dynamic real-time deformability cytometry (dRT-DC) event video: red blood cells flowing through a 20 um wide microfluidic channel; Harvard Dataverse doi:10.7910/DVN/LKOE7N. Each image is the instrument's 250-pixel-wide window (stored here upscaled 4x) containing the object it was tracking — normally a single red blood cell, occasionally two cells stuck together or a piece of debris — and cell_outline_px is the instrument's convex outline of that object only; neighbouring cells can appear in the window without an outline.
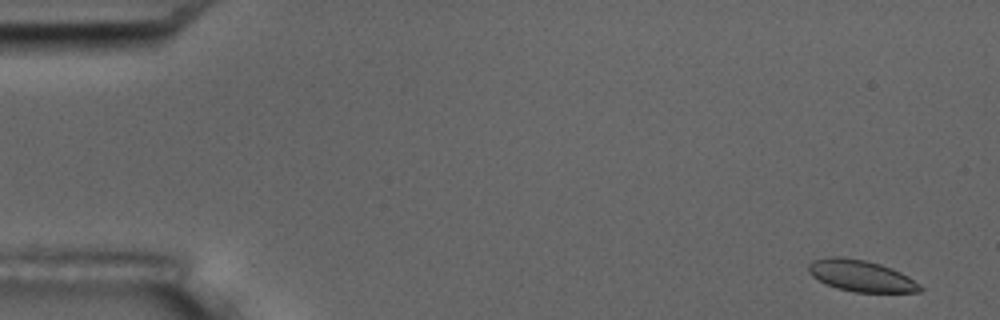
{"species": "common noctule bat (a hibernating species)", "species_latin": "Nyctalus noctula", "temperature_condition": "room temperature", "stored_images_in_passage": 5, "camera_frame_rate_fps": 3000, "um_per_image_px": 0.085, "animal": {"sex": "male", "body_mass_g": 17.5, "forearm_length_mm": 52.3}, "frame": {"image": 1, "passage_image": 1, "time_ms": 0.0, "image_size_px": [1000, 320], "cell_outline_px": [[924, 288], [920, 292], [856, 292], [836, 288], [812, 276], [808, 272], [808, 264], [812, 260], [832, 256], [844, 256], [864, 260], [880, 264], [892, 268], [908, 276], [920, 284]], "centroid_in_image_um": [73.19, 23.43], "position_along_channel_um": 11.8, "area_um2": 20.46}}